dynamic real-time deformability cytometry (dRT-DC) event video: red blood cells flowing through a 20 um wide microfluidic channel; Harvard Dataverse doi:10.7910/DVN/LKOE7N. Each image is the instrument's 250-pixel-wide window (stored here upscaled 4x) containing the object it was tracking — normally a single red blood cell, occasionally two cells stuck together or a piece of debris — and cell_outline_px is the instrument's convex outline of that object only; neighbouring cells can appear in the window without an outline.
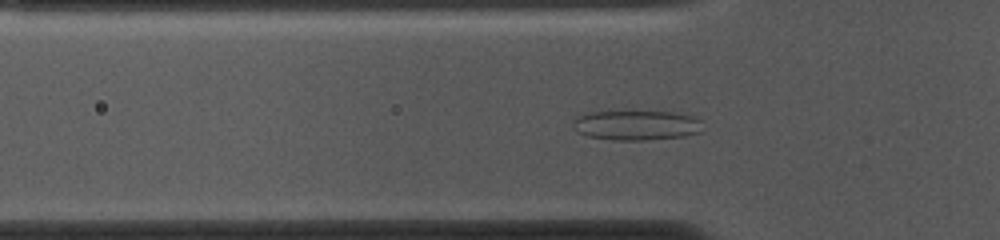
{"species": "common noctule bat (a hibernating species)", "species_latin": "Nyctalus noctula", "temperature_condition": "cold", "stored_images_in_passage": 52, "camera_frame_rate_fps": 3000, "um_per_image_px": 0.085, "animal": {"sex": "female", "body_mass_g": 10.0, "forearm_length_mm": 53.1}, "frame": {"image": 1, "passage_image": 15, "time_ms": 4.667, "image_size_px": [1000, 240], "cell_outline_px": [[700, 132], [684, 136], [644, 140], [612, 140], [588, 136], [576, 132], [572, 124], [572, 120], [576, 116], [592, 112], [624, 108], [672, 112], [696, 116], [700, 120]], "centroid_in_image_um": [54.03, 10.59], "position_along_channel_um": 71.8, "area_um2": 23.64}}
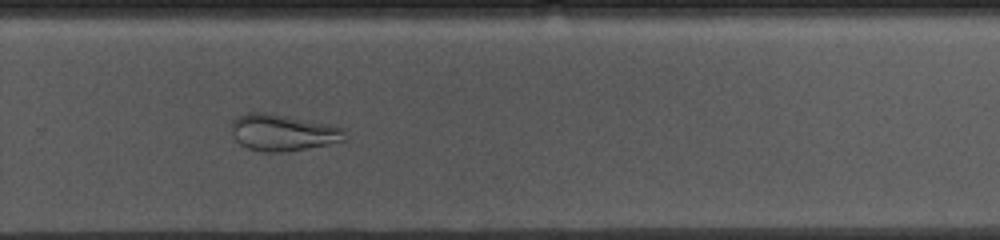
{"frame": {"image": 2, "passage_image": 34, "time_ms": 11.0, "image_size_px": [1000, 240], "cell_outline_px": [[348, 140], [328, 144], [280, 152], [264, 152], [248, 148], [240, 144], [236, 140], [232, 132], [232, 120], [236, 116], [244, 112], [268, 112], [328, 124], [344, 128], [348, 136]], "centroid_in_image_um": [24.04, 11.25], "position_along_channel_um": 305.8, "area_um2": 24.28}}
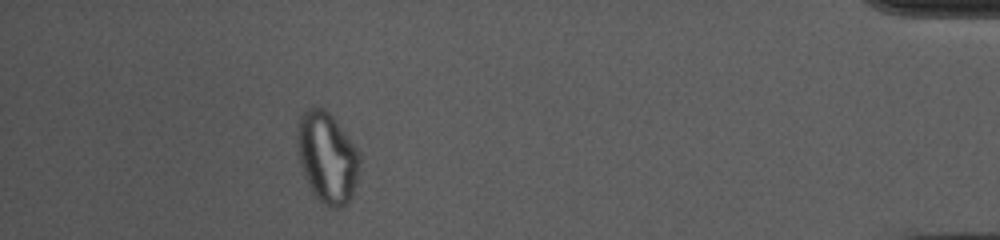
{"frame": {"image": 3, "passage_image": 47, "time_ms": 15.333, "image_size_px": [1000, 240], "cell_outline_px": [[360, 168], [352, 196], [348, 204], [340, 208], [332, 208], [324, 204], [312, 192], [308, 184], [300, 164], [296, 144], [296, 128], [300, 116], [308, 108], [324, 108], [332, 116], [356, 148], [360, 156]], "centroid_in_image_um": [27.79, 13.4], "position_along_channel_um": 407.4, "area_um2": 33.0}, "authors_computed_cell_mechanics": {"area_um2": 26.9348, "velocity_mm_per_s": 3.6907, "shape_relaxation_time_tau1_ms": null, "shape_relaxation_time_tau2_ms": 2.4444, "deformation_change_tau1": null, "deformation_change_tau2": 0.0964}}